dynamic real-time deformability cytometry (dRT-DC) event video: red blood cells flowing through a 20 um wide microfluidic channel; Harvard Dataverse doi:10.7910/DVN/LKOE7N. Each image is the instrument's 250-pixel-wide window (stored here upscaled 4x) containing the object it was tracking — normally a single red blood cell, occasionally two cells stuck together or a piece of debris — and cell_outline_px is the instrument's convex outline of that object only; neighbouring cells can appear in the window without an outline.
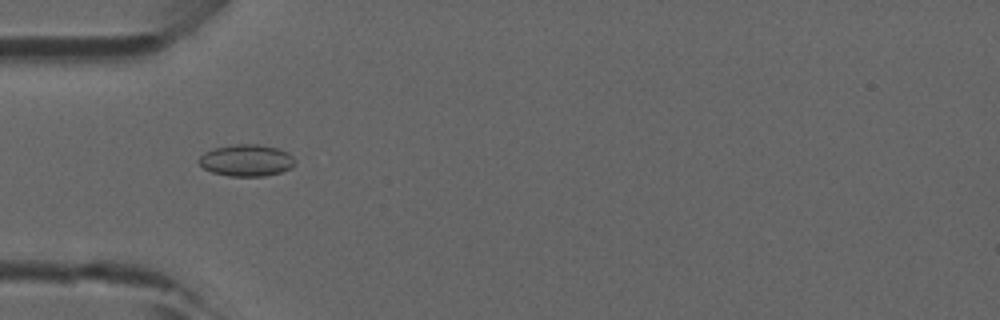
{"species": "common noctule bat (a hibernating species)", "species_latin": "Nyctalus noctula", "temperature_condition": "room temperature", "stored_images_in_passage": 35, "camera_frame_rate_fps": 3000, "um_per_image_px": 0.085, "animal": {"sex": "male", "forearm_length_mm": 52.5}, "frame": {"image": 1, "passage_image": 3, "time_ms": 0.667, "image_size_px": [1000, 320], "cell_outline_px": [[296, 160], [292, 168], [280, 172], [264, 176], [228, 176], [212, 172], [204, 168], [196, 160], [204, 152], [212, 148], [236, 144], [260, 144], [276, 148], [288, 152]], "centroid_in_image_um": [20.93, 13.62], "position_along_channel_um": 64.1, "area_um2": 17.92}}
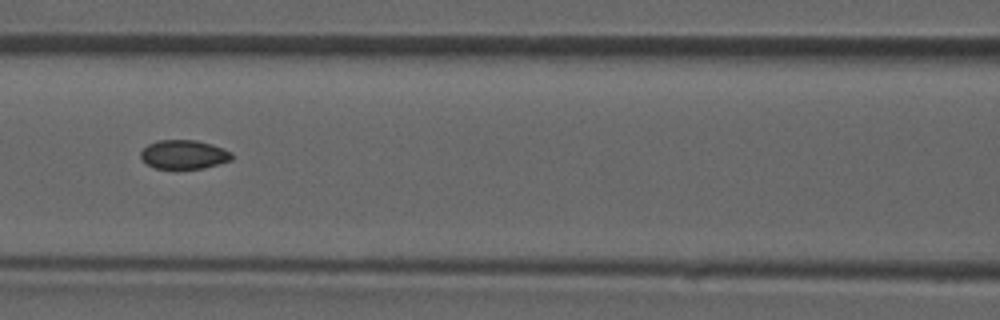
{"frame": {"image": 2, "passage_image": 9, "time_ms": 2.667, "image_size_px": [1000, 320], "cell_outline_px": [[232, 160], [204, 168], [176, 172], [156, 168], [148, 164], [140, 156], [140, 152], [148, 144], [160, 140], [196, 140], [212, 144], [224, 148], [232, 152]], "centroid_in_image_um": [15.64, 13.18], "position_along_channel_um": 151.0, "area_um2": 15.95}}
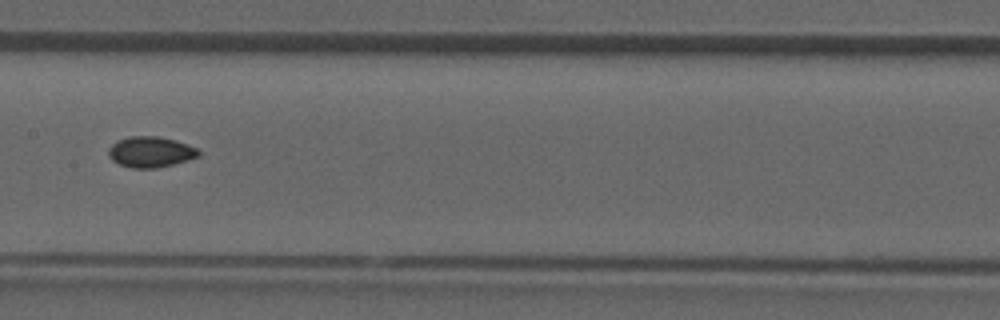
{"frame": {"image": 3, "passage_image": 12, "time_ms": 3.667, "image_size_px": [1000, 320], "cell_outline_px": [[200, 156], [188, 160], [156, 168], [132, 168], [120, 164], [112, 160], [108, 156], [108, 148], [116, 140], [128, 136], [156, 136], [176, 140], [188, 144], [196, 148], [200, 152]], "centroid_in_image_um": [12.78, 12.9], "position_along_channel_um": 194.6, "area_um2": 16.24}}